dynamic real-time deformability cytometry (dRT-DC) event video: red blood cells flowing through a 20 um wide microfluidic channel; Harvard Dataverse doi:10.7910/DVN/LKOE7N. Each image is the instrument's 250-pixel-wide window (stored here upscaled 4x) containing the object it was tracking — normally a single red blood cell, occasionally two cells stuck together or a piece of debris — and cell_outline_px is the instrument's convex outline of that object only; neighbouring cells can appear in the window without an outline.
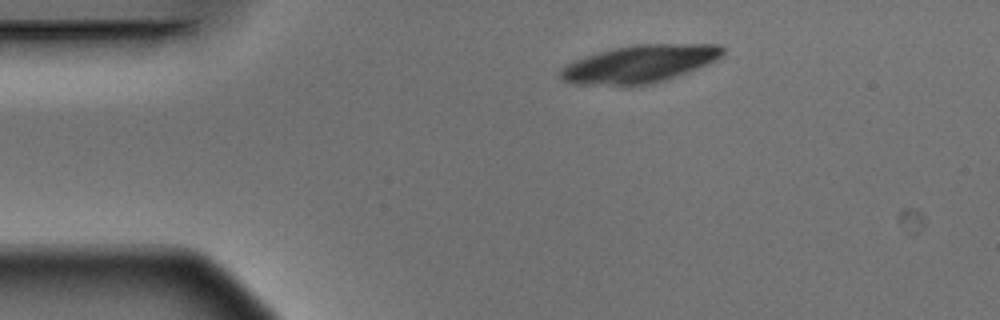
{"species": "Egyptian fruit bat (a non-hibernating species)", "species_latin": "Rousettus aegyptiacus", "temperature_condition": "warm", "stored_images_in_passage": 8, "camera_frame_rate_fps": 3000, "um_per_image_px": 0.085, "animal": {"sex": "male"}, "frame": {"image": 1, "passage_image": 1, "time_ms": 0.0, "image_size_px": [1000, 320], "cell_outline_px": [[724, 52], [716, 60], [708, 64], [688, 72], [664, 80], [648, 84], [576, 84], [564, 80], [560, 76], [560, 68], [564, 64], [572, 60], [584, 56], [612, 48], [636, 44], [720, 44], [724, 48]], "centroid_in_image_um": [54.35, 5.4], "position_along_channel_um": 30.6, "area_um2": 35.32}}